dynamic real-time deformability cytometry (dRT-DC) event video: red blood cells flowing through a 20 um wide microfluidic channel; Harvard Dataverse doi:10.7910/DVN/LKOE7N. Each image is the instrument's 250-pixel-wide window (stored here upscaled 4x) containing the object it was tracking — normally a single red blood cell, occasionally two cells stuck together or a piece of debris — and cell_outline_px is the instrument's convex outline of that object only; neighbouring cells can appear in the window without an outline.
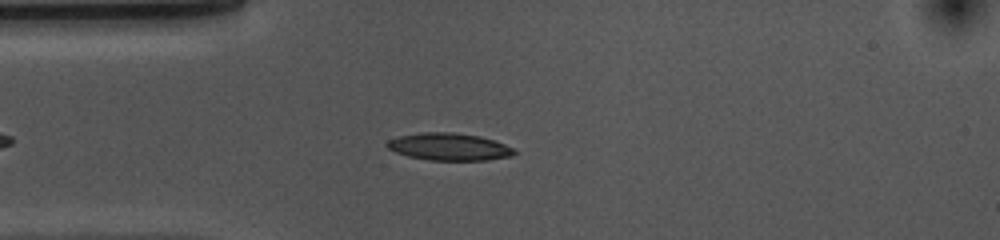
{"species": "common noctule bat (a hibernating species)", "species_latin": "Nyctalus noctula", "temperature_condition": "cold", "stored_images_in_passage": 49, "camera_frame_rate_fps": 3000, "um_per_image_px": 0.085, "animal": {"sex": "female", "body_mass_g": 10.0, "forearm_length_mm": 53.1}, "frame": {"image": 1, "passage_image": 9, "time_ms": 2.667, "image_size_px": [1000, 240], "cell_outline_px": [[516, 152], [512, 156], [488, 160], [432, 160], [408, 156], [396, 152], [388, 148], [384, 144], [388, 140], [400, 136], [424, 132], [452, 132], [480, 136], [504, 144], [512, 148]], "centroid_in_image_um": [38.16, 12.47], "position_along_channel_um": 46.8, "area_um2": 20.06}}
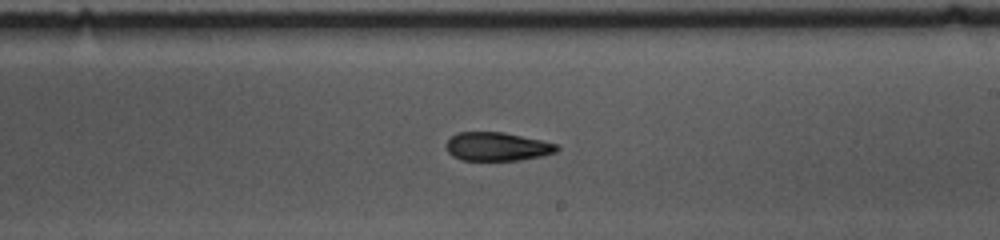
{"frame": {"image": 2, "passage_image": 26, "time_ms": 8.333, "image_size_px": [1000, 240], "cell_outline_px": [[560, 148], [556, 152], [540, 156], [520, 160], [460, 160], [452, 156], [448, 152], [444, 144], [456, 132], [504, 132], [560, 144]], "centroid_in_image_um": [42.25, 12.45], "position_along_channel_um": 246.7, "area_um2": 18.61}}
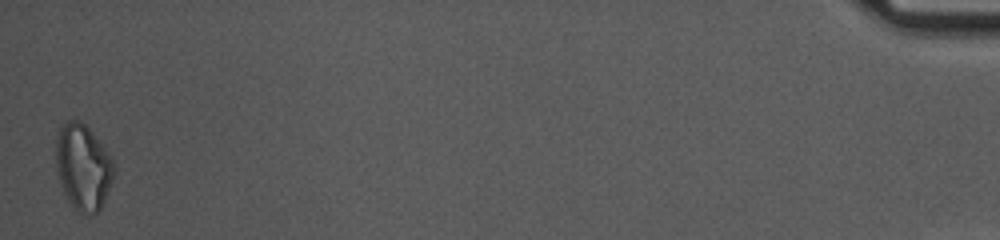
{"frame": {"image": 3, "passage_image": 49, "time_ms": 16.0, "image_size_px": [1000, 240], "cell_outline_px": [[116, 168], [112, 180], [104, 200], [100, 208], [96, 212], [80, 212], [64, 196], [60, 184], [56, 164], [56, 140], [60, 128], [68, 120], [80, 120], [88, 128], [104, 148], [112, 160]], "centroid_in_image_um": [7.04, 14.18], "position_along_channel_um": 428.2, "area_um2": 28.38}, "authors_computed_cell_mechanics": {"area_um2": 19.652, "velocity_mm_per_s": 3.6753, "shape_relaxation_time_tau1_ms": 3.9918, "shape_relaxation_time_tau2_ms": 2.9557, "deformation_change_tau1": 0.1387, "deformation_change_tau2": 0.0999}}